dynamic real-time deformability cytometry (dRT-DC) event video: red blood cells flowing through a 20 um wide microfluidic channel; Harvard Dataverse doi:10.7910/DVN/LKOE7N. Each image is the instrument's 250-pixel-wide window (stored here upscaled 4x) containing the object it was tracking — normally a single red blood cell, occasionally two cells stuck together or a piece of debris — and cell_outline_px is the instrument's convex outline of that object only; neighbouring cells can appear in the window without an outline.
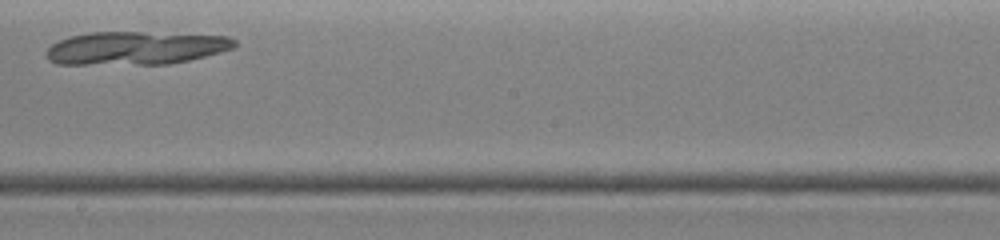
{"species": "common noctule bat (a hibernating species)", "species_latin": "Nyctalus noctula", "temperature_condition": "warm", "stored_images_in_passage": 9, "camera_frame_rate_fps": 3000, "um_per_image_px": 0.085, "animal": {"sex": "female", "body_mass_g": 19.0, "forearm_length_mm": 51.5}, "frame": {"image": 1, "passage_image": 8, "time_ms": 3.333, "image_size_px": [1000, 240], "cell_outline_px": [[236, 48], [188, 60], [168, 64], [56, 64], [48, 60], [44, 52], [52, 44], [60, 40], [72, 36], [88, 32], [140, 32], [228, 36], [236, 40]], "centroid_in_image_um": [11.51, 4.08], "position_along_channel_um": 236.7, "area_um2": 36.41}}